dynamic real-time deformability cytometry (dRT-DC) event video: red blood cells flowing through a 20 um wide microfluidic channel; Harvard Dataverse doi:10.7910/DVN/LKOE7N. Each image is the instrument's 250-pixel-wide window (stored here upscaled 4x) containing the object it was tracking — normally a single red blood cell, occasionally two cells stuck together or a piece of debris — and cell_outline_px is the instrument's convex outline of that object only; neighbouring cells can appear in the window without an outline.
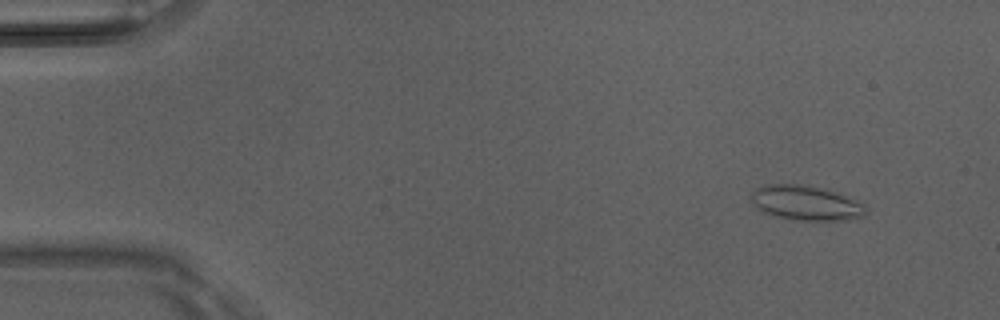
{"species": "Egyptian fruit bat (a non-hibernating species)", "species_latin": "Rousettus aegyptiacus", "temperature_condition": "room temperature", "stored_images_in_passage": 5, "camera_frame_rate_fps": 3000, "um_per_image_px": 0.085, "animal": {"sex": "male"}, "frame": {"image": 1, "passage_image": 2, "time_ms": 0.333, "image_size_px": [1000, 320], "cell_outline_px": [[864, 216], [848, 220], [796, 220], [776, 216], [764, 212], [752, 204], [752, 192], [756, 188], [772, 184], [796, 184], [824, 188], [864, 204]], "centroid_in_image_um": [68.48, 17.26], "position_along_channel_um": 16.5, "area_um2": 22.77}}